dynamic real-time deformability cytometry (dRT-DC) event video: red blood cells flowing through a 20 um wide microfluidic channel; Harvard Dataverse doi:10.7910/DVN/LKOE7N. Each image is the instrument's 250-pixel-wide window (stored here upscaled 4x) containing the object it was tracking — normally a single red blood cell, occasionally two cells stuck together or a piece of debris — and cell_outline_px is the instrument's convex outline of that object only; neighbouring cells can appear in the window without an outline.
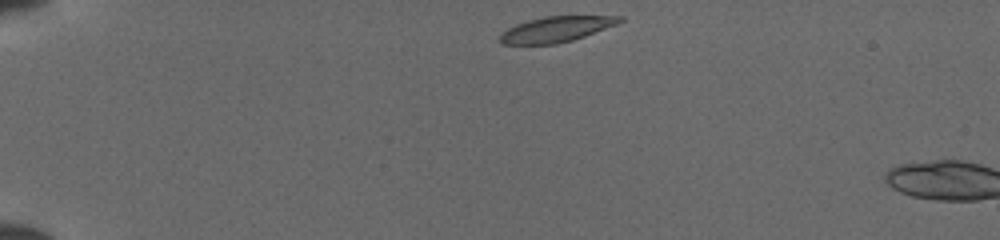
{"species": "common noctule bat (a hibernating species)", "species_latin": "Nyctalus noctula", "temperature_condition": "cold", "stored_images_in_passage": 4, "camera_frame_rate_fps": 3000, "um_per_image_px": 0.085, "animal": {"sex": "female", "body_mass_g": 19.5, "forearm_length_mm": 54.1}, "frame": {"image": 1, "passage_image": 1, "time_ms": 0.0, "image_size_px": [1000, 240], "cell_outline_px": [[624, 20], [616, 24], [584, 36], [572, 40], [556, 44], [500, 44], [500, 36], [508, 28], [516, 24], [528, 20], [544, 16], [624, 16]], "centroid_in_image_um": [47.27, 2.48], "position_along_channel_um": 37.7, "area_um2": 17.57}}